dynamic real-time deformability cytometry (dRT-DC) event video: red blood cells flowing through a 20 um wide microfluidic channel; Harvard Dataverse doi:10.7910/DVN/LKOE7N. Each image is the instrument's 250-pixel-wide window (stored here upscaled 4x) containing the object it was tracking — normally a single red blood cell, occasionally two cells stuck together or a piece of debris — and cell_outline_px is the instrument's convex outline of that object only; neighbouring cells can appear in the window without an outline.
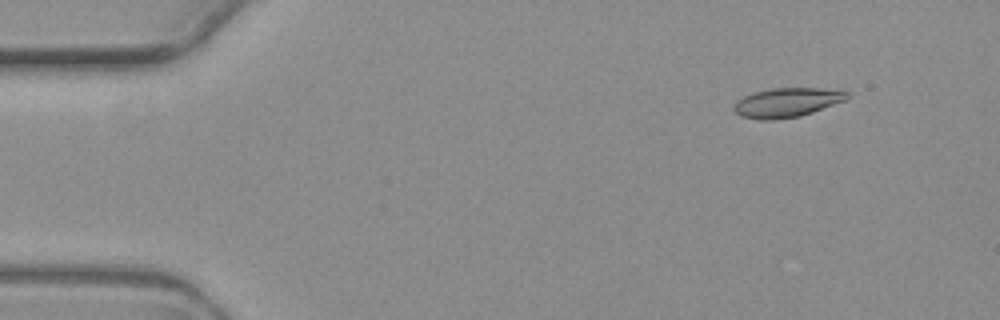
{"species": "common noctule bat (a hibernating species)", "species_latin": "Nyctalus noctula", "temperature_condition": "warm", "stored_images_in_passage": 5, "camera_frame_rate_fps": 3000, "um_per_image_px": 0.085, "animal": {"sex": "female", "body_mass_g": 19.3, "forearm_length_mm": 54.1}, "frame": {"image": 1, "passage_image": 2, "time_ms": 1.333, "image_size_px": [1000, 320], "cell_outline_px": [[848, 100], [800, 116], [776, 120], [760, 120], [740, 116], [732, 108], [736, 100], [752, 92], [772, 88], [844, 88], [848, 92]], "centroid_in_image_um": [66.93, 8.7], "position_along_channel_um": 18.1, "area_um2": 19.83}}
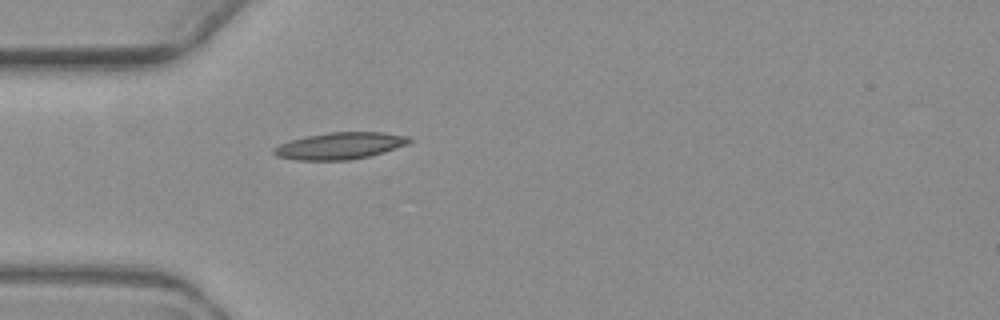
{"frame": {"image": 2, "passage_image": 5, "time_ms": 5.0, "image_size_px": [1000, 320], "cell_outline_px": [[412, 140], [408, 144], [384, 152], [368, 156], [348, 160], [296, 160], [276, 156], [272, 152], [272, 148], [280, 144], [304, 136], [328, 132], [384, 132], [412, 136]], "centroid_in_image_um": [28.91, 12.38], "position_along_channel_um": 56.1, "area_um2": 21.33}}